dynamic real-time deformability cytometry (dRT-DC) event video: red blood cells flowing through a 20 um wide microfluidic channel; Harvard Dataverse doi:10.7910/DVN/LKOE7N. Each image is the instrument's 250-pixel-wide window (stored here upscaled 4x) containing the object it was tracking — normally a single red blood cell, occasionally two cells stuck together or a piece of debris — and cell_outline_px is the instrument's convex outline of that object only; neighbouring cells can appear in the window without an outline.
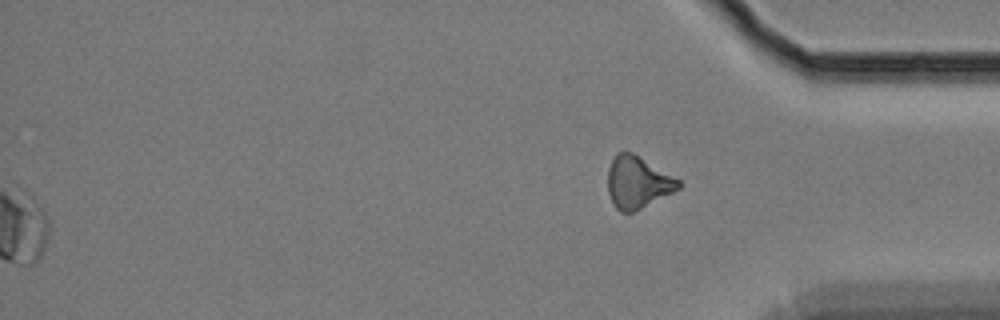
{"species": "Egyptian fruit bat (a non-hibernating species)", "species_latin": "Rousettus aegyptiacus", "temperature_condition": "cold", "stored_images_in_passage": 57, "segment_of_instrument_passage": [2, 2], "camera_frame_rate_fps": 3000, "um_per_image_px": 0.085, "animal": {"sex": "female"}, "frame": {"image": 1, "passage_image": 57, "time_ms": 18.667, "image_size_px": [1000, 320], "cell_outline_px": [[680, 188], [632, 212], [620, 212], [616, 208], [608, 192], [608, 168], [616, 152], [632, 152], [680, 180]], "centroid_in_image_um": [54.17, 15.48], "position_along_channel_um": 381.0, "area_um2": 20.98}}